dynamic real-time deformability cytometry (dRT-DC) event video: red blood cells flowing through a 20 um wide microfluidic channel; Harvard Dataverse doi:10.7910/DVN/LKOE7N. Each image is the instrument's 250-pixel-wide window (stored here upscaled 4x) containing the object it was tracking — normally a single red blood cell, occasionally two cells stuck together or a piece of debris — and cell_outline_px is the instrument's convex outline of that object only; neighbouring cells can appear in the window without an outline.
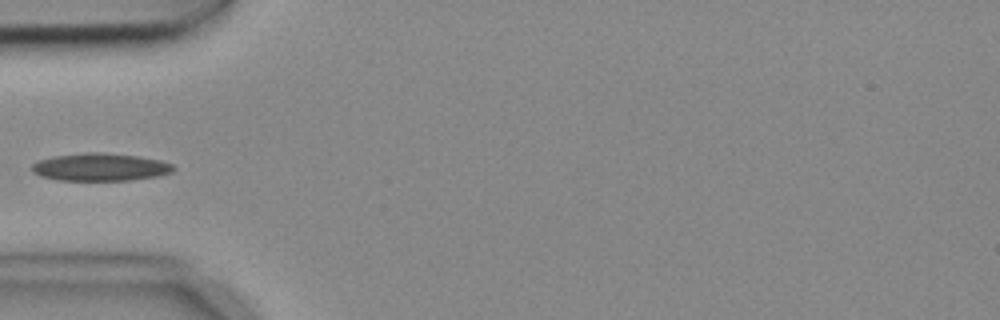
{"species": "common noctule bat (a hibernating species)", "species_latin": "Nyctalus noctula", "temperature_condition": "cold", "stored_images_in_passage": 4, "camera_frame_rate_fps": 3000, "um_per_image_px": 0.085, "animal": {"sex": "female", "body_mass_g": 18.4}, "frame": {"image": 1, "passage_image": 4, "time_ms": 1.0, "image_size_px": [1000, 320], "cell_outline_px": [[176, 168], [172, 172], [156, 176], [128, 180], [60, 180], [40, 176], [32, 172], [32, 164], [40, 160], [52, 156], [84, 152], [104, 152], [136, 156], [160, 160], [172, 164]], "centroid_in_image_um": [8.5, 14.19], "position_along_channel_um": 76.5, "area_um2": 22.77}}